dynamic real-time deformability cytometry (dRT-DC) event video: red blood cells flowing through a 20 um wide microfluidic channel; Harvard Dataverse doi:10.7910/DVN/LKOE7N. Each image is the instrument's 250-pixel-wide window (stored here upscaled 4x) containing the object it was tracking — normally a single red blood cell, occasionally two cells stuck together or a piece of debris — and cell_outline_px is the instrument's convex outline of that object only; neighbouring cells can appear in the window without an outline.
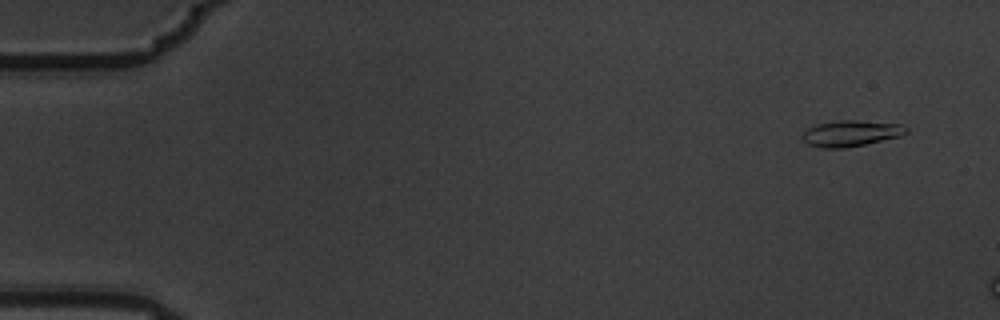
{"species": "common noctule bat (a hibernating species)", "species_latin": "Nyctalus noctula", "temperature_condition": "warm", "stored_images_in_passage": 3, "camera_frame_rate_fps": 3000, "um_per_image_px": 0.085, "animal": {"sex": "male", "body_mass_g": 19.5, "forearm_length_mm": 54.6}, "frame": {"image": 1, "passage_image": 1, "time_ms": 0.0, "image_size_px": [1000, 320], "cell_outline_px": [[908, 132], [900, 136], [864, 144], [844, 148], [820, 148], [808, 144], [800, 136], [808, 128], [816, 124], [840, 120], [860, 120], [900, 124], [908, 128]], "centroid_in_image_um": [72.31, 11.33], "position_along_channel_um": 12.7, "area_um2": 15.72}}